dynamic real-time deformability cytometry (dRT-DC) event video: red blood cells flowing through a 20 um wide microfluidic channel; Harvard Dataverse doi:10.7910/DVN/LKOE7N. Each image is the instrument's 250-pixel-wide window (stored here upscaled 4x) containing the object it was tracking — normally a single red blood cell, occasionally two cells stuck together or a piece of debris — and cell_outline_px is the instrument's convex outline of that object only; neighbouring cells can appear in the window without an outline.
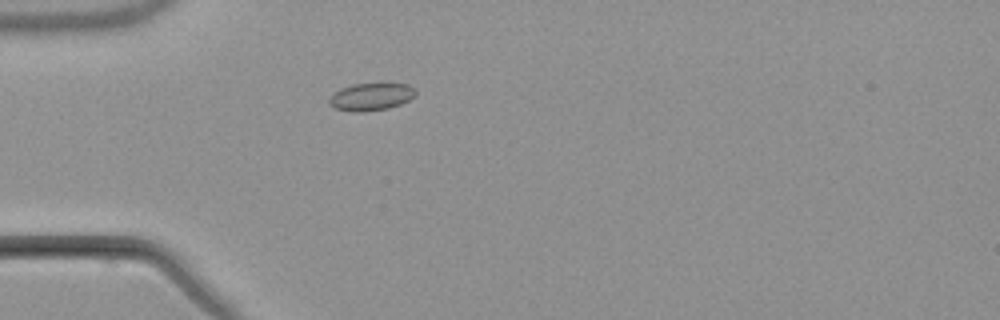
{"species": "common noctule bat (a hibernating species)", "species_latin": "Nyctalus noctula", "temperature_condition": "warm", "stored_images_in_passage": 3, "camera_frame_rate_fps": 3000, "um_per_image_px": 0.085, "animal": {"sex": "male", "body_mass_g": 21.5, "forearm_length_mm": 52.0}, "frame": {"image": 1, "passage_image": 3, "time_ms": 3.333, "image_size_px": [1000, 320], "cell_outline_px": [[416, 92], [408, 100], [400, 104], [388, 108], [364, 112], [352, 112], [336, 108], [328, 104], [328, 100], [332, 92], [340, 88], [352, 84], [380, 80], [384, 80], [408, 84], [416, 88]], "centroid_in_image_um": [31.54, 8.15], "position_along_channel_um": 53.5, "area_um2": 14.74}}